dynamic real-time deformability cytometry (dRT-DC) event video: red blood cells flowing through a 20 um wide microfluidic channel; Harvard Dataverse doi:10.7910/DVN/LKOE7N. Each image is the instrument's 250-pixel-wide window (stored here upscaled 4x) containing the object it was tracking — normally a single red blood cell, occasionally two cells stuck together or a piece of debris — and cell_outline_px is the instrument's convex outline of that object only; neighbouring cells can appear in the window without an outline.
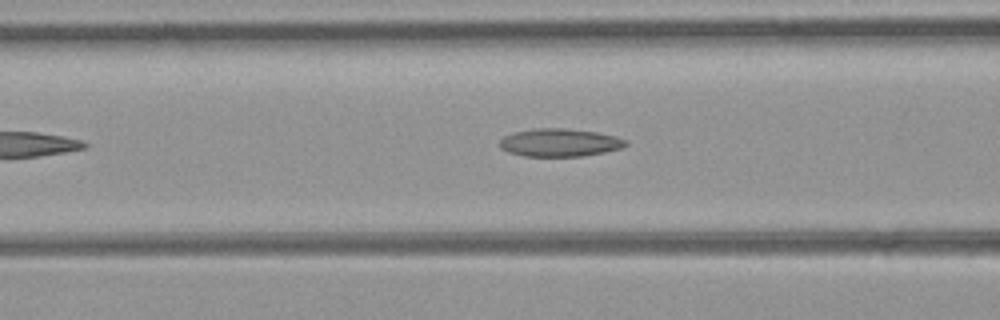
{"species": "common noctule bat (a hibernating species)", "species_latin": "Nyctalus noctula", "temperature_condition": "room temperature", "stored_images_in_passage": 26, "camera_frame_rate_fps": 3000, "um_per_image_px": 0.085, "animal": {"sex": "female", "body_mass_g": 21.9}, "frame": {"image": 1, "passage_image": 7, "time_ms": 2.0, "image_size_px": [1000, 320], "cell_outline_px": [[628, 144], [624, 148], [584, 156], [524, 156], [508, 152], [500, 148], [500, 140], [504, 136], [512, 132], [536, 128], [564, 128], [596, 132], [616, 136], [628, 140]], "centroid_in_image_um": [47.59, 12.12], "position_along_channel_um": 119.0, "area_um2": 20.69}}
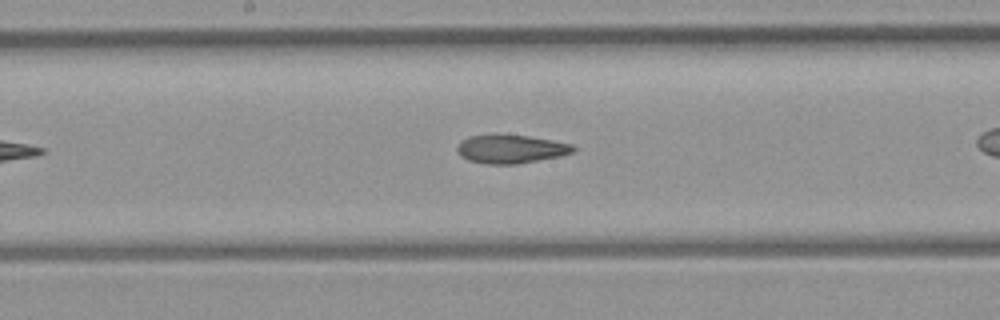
{"frame": {"image": 2, "passage_image": 13, "time_ms": 4.0, "image_size_px": [1000, 320], "cell_outline_px": [[576, 152], [560, 156], [516, 164], [488, 164], [468, 160], [460, 156], [456, 152], [456, 148], [460, 140], [468, 136], [528, 136], [552, 140], [572, 144], [576, 148]], "centroid_in_image_um": [43.42, 12.68], "position_along_channel_um": 204.8, "area_um2": 19.07}}
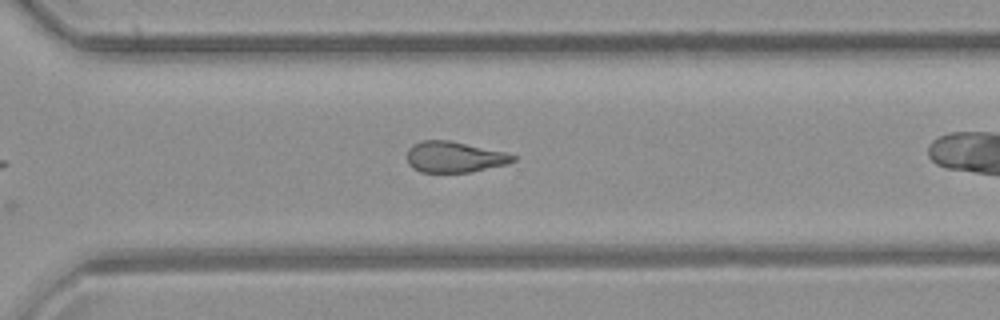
{"frame": {"image": 3, "passage_image": 22, "time_ms": 7.0, "image_size_px": [1000, 320], "cell_outline_px": [[516, 160], [508, 164], [472, 172], [420, 172], [412, 168], [408, 164], [408, 148], [412, 144], [420, 140], [448, 140], [508, 152], [516, 156]], "centroid_in_image_um": [38.64, 13.34], "position_along_channel_um": 332.0, "area_um2": 19.36}}